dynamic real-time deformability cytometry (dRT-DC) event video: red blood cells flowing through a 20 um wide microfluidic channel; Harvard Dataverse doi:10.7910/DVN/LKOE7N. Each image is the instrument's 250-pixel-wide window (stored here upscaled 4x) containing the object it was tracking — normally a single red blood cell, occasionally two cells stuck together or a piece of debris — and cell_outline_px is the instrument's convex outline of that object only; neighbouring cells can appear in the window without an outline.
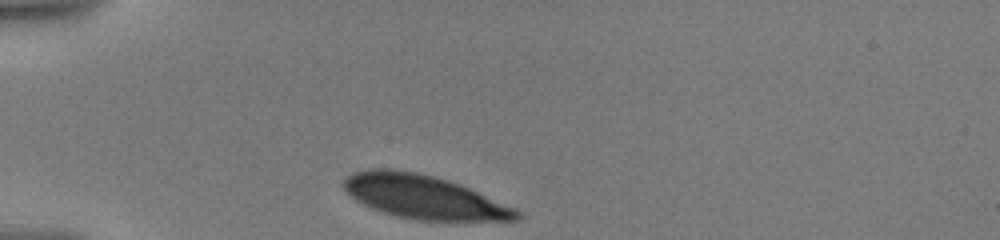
{"species": "human", "species_latin": "Homo sapiens", "temperature_condition": "warm", "stored_images_in_passage": 8, "camera_frame_rate_fps": 3000, "um_per_image_px": 0.085, "donor": {"sex": "male"}, "frame": {"image": 1, "passage_image": 1, "time_ms": 0.0, "image_size_px": [1000, 240], "cell_outline_px": [[524, 216], [520, 220], [416, 220], [396, 216], [372, 208], [356, 200], [340, 184], [352, 172], [372, 168], [388, 168], [416, 172], [448, 180], [460, 184], [516, 208], [524, 212]], "centroid_in_image_um": [36.05, 16.74], "position_along_channel_um": 48.9, "area_um2": 43.93}}